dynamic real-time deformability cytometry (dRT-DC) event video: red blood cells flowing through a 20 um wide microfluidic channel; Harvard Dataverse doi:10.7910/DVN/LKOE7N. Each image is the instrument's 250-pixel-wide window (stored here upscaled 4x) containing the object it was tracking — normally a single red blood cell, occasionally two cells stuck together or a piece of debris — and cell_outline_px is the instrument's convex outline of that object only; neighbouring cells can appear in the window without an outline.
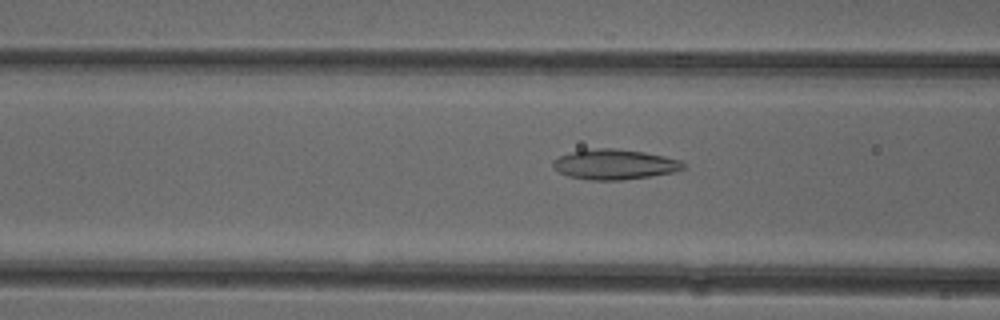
{"species": "common noctule bat (a hibernating species)", "species_latin": "Nyctalus noctula", "temperature_condition": "cold", "stored_images_in_passage": 52, "camera_frame_rate_fps": 3000, "um_per_image_px": 0.085, "animal": {"sex": "female"}, "frame": {"image": 1, "passage_image": 20, "time_ms": 6.333, "image_size_px": [1000, 320], "cell_outline_px": [[684, 168], [672, 172], [648, 176], [620, 180], [588, 180], [568, 176], [560, 172], [552, 164], [552, 160], [560, 156], [572, 152], [596, 148], [616, 148], [644, 152], [664, 156], [680, 160], [684, 164]], "centroid_in_image_um": [52.22, 13.97], "position_along_channel_um": 114.4, "area_um2": 22.6}}
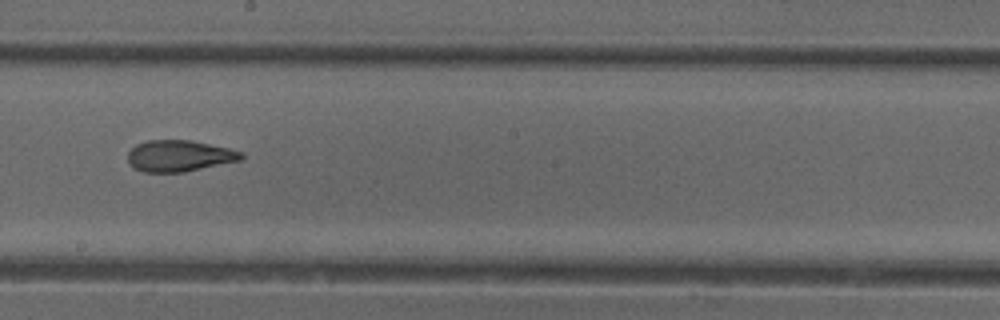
{"frame": {"image": 2, "passage_image": 29, "time_ms": 9.333, "image_size_px": [1000, 320], "cell_outline_px": [[244, 156], [240, 160], [184, 172], [144, 172], [132, 168], [128, 160], [128, 152], [136, 144], [148, 140], [192, 140], [228, 148], [244, 152]], "centroid_in_image_um": [15.22, 13.25], "position_along_channel_um": 233.0, "area_um2": 20.75}}
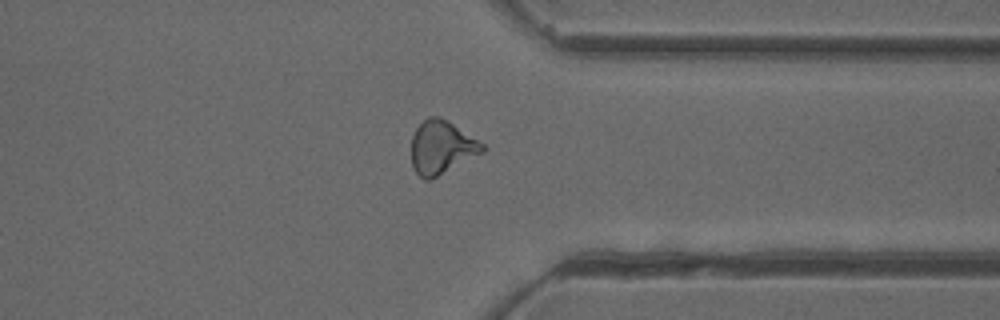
{"frame": {"image": 3, "passage_image": 40, "time_ms": 13.0, "image_size_px": [1000, 320], "cell_outline_px": [[484, 152], [432, 180], [424, 180], [412, 168], [412, 136], [416, 128], [428, 116], [440, 116], [484, 144]], "centroid_in_image_um": [37.52, 12.55], "position_along_channel_um": 373.9, "area_um2": 22.08}, "authors_computed_cell_mechanics": {"area_um2": 22.1374, "velocity_mm_per_s": 3.9508, "shape_relaxation_time_tau1_ms": 8.377, "shape_relaxation_time_tau2_ms": 2.4657, "deformation_change_tau1": 0.2042, "deformation_change_tau2": 0.1027}}